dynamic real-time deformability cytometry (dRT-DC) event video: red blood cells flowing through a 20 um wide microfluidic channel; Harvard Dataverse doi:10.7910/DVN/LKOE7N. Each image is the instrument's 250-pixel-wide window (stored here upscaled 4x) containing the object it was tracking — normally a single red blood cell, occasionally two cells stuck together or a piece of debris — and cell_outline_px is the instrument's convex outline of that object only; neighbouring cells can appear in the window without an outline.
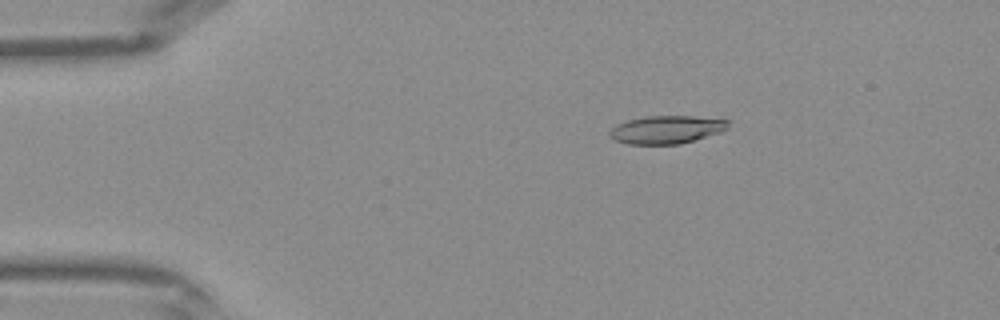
{"species": "Egyptian fruit bat (a non-hibernating species)", "species_latin": "Rousettus aegyptiacus", "temperature_condition": "warm", "stored_images_in_passage": 42, "camera_frame_rate_fps": 3000, "um_per_image_px": 0.085, "frame": {"image": 1, "passage_image": 8, "time_ms": 2.333, "image_size_px": [1000, 320], "cell_outline_px": [[728, 124], [720, 132], [680, 144], [628, 144], [616, 140], [608, 136], [608, 132], [616, 124], [628, 120], [648, 116], [692, 116], [728, 120]], "centroid_in_image_um": [56.59, 11.02], "position_along_channel_um": 28.4, "area_um2": 19.07}}
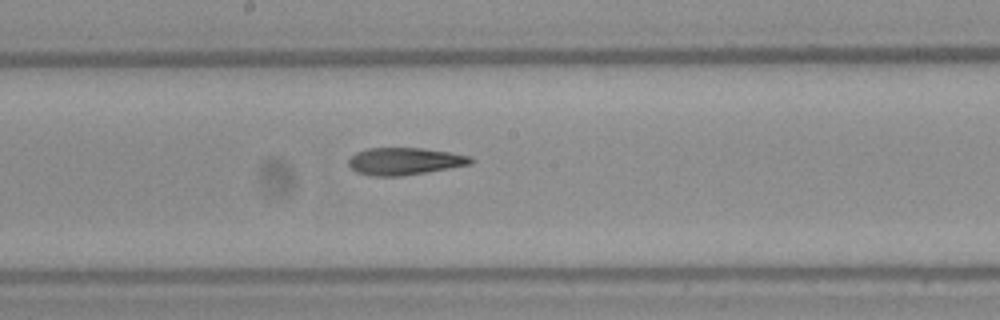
{"frame": {"image": 2, "passage_image": 23, "time_ms": 7.333, "image_size_px": [1000, 320], "cell_outline_px": [[472, 164], [400, 176], [368, 176], [356, 172], [348, 164], [348, 160], [356, 152], [368, 148], [424, 148], [448, 152], [468, 156], [472, 160]], "centroid_in_image_um": [34.33, 13.7], "position_along_channel_um": 213.9, "area_um2": 19.19}}
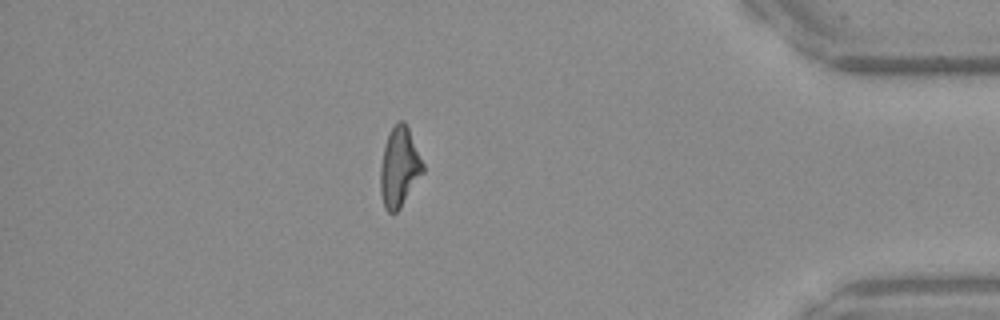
{"frame": {"image": 3, "passage_image": 37, "time_ms": 12.0, "image_size_px": [1000, 320], "cell_outline_px": [[424, 172], [400, 208], [396, 212], [388, 212], [384, 208], [380, 192], [380, 168], [384, 148], [388, 136], [396, 120], [404, 120], [408, 128], [424, 164]], "centroid_in_image_um": [33.94, 14.22], "position_along_channel_um": 401.3, "area_um2": 19.65}}